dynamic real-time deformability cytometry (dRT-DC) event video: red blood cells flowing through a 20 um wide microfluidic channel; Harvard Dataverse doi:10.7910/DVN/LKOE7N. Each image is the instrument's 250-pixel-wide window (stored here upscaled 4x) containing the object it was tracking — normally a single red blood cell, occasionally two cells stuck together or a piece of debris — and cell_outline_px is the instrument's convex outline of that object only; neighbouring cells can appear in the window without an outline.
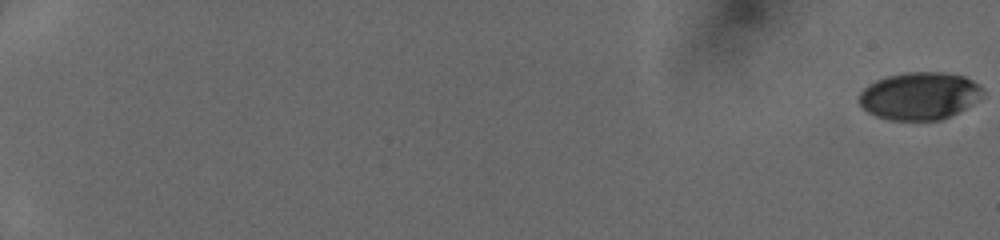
{"species": "human", "species_latin": "Homo sapiens", "temperature_condition": "cold", "stored_images_in_passage": 31, "camera_frame_rate_fps": 3000, "um_per_image_px": 0.085, "donor": {"sex": "female"}, "frame": {"image": 1, "passage_image": 1, "time_ms": 0.0, "image_size_px": [1000, 240], "cell_outline_px": [[984, 92], [964, 108], [940, 120], [888, 120], [876, 116], [868, 112], [860, 104], [860, 92], [868, 84], [876, 80], [888, 76], [908, 72], [944, 72], [964, 76], [972, 80]], "centroid_in_image_um": [78.1, 8.14], "position_along_channel_um": 6.9, "area_um2": 33.7}}
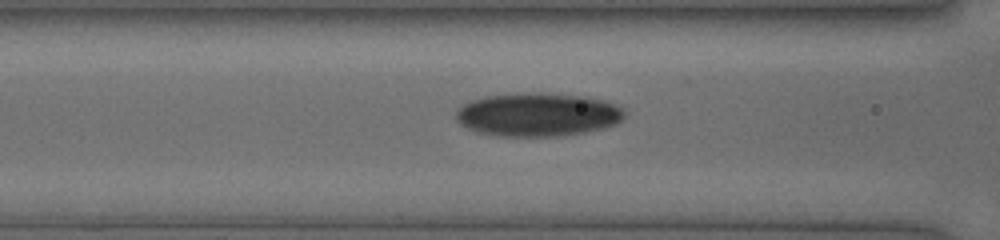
{"frame": {"image": 2, "passage_image": 26, "time_ms": 8.333, "image_size_px": [1000, 240], "cell_outline_px": [[624, 116], [616, 124], [604, 128], [584, 132], [560, 136], [496, 136], [476, 132], [460, 124], [456, 120], [456, 112], [464, 104], [472, 100], [484, 96], [532, 92], [536, 92], [584, 96], [604, 100], [624, 108]], "centroid_in_image_um": [45.7, 9.74], "position_along_channel_um": 120.9, "area_um2": 42.77}}
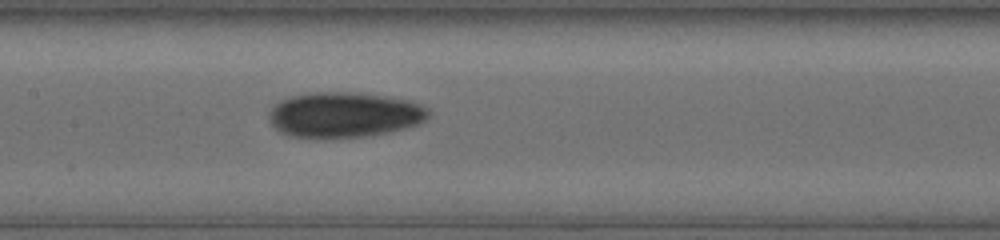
{"frame": {"image": 3, "passage_image": 31, "time_ms": 9.667, "image_size_px": [1000, 240], "cell_outline_px": [[428, 116], [424, 120], [416, 124], [404, 128], [384, 132], [360, 136], [292, 136], [280, 132], [272, 124], [268, 116], [272, 108], [280, 100], [292, 96], [316, 92], [356, 92], [412, 100], [428, 108]], "centroid_in_image_um": [29.27, 9.72], "position_along_channel_um": 178.1, "area_um2": 41.21}}